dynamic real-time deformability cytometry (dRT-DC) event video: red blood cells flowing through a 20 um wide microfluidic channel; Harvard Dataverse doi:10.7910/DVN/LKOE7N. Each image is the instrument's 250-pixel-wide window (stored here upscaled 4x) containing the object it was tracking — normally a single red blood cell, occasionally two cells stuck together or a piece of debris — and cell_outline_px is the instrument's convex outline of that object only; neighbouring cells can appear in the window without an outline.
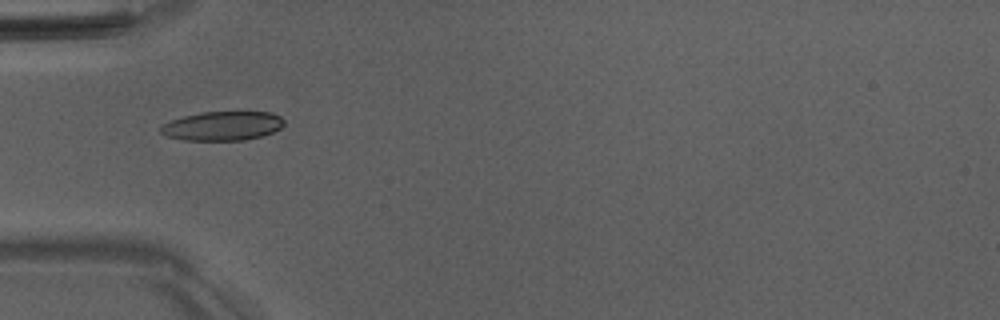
{"species": "Egyptian fruit bat (a non-hibernating species)", "species_latin": "Rousettus aegyptiacus", "temperature_condition": "room temperature", "stored_images_in_passage": 45, "camera_frame_rate_fps": 3000, "um_per_image_px": 0.085, "animal": {"sex": "male"}, "frame": {"image": 1, "passage_image": 11, "time_ms": 3.333, "image_size_px": [1000, 320], "cell_outline_px": [[284, 124], [280, 128], [272, 132], [260, 136], [244, 140], [184, 140], [164, 136], [160, 132], [160, 128], [164, 124], [172, 120], [184, 116], [200, 112], [268, 112], [280, 116], [284, 120]], "centroid_in_image_um": [18.89, 10.7], "position_along_channel_um": 66.1, "area_um2": 20.81}}
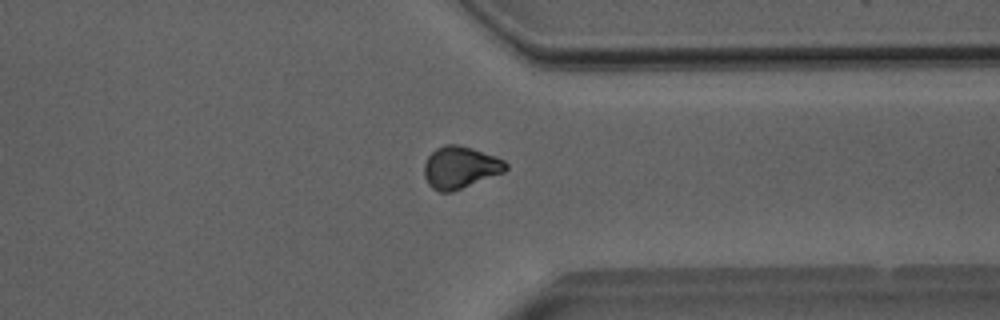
{"frame": {"image": 2, "passage_image": 34, "time_ms": 11.0, "image_size_px": [1000, 320], "cell_outline_px": [[508, 168], [504, 172], [452, 192], [440, 192], [432, 188], [428, 184], [424, 176], [424, 164], [428, 156], [436, 148], [444, 144], [456, 144], [472, 148], [496, 156], [504, 160], [508, 164]], "centroid_in_image_um": [39.11, 14.23], "position_along_channel_um": 372.3, "area_um2": 20.11}}
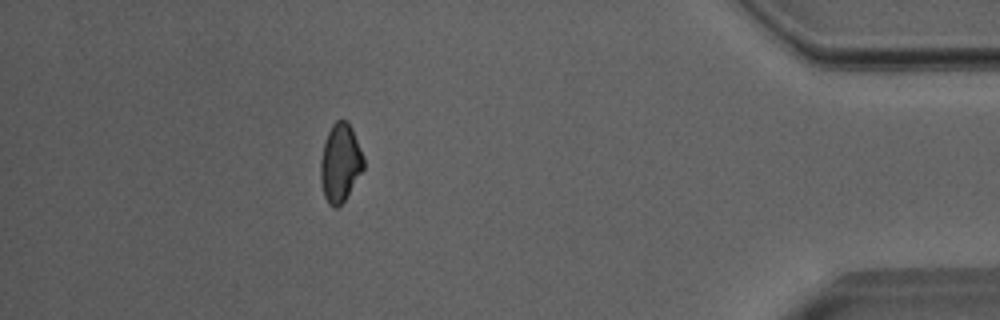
{"frame": {"image": 3, "passage_image": 40, "time_ms": 13.0, "image_size_px": [1000, 320], "cell_outline_px": [[364, 168], [344, 200], [336, 208], [332, 208], [328, 204], [324, 196], [320, 180], [320, 160], [324, 140], [332, 124], [336, 120], [344, 120], [352, 128], [364, 156]], "centroid_in_image_um": [28.9, 13.84], "position_along_channel_um": 406.3, "area_um2": 19.65}, "authors_computed_cell_mechanics": {"area_um2": 20.1144, "velocity_mm_per_s": 4.0247, "shape_relaxation_time_tau1_ms": 6.8582, "shape_relaxation_time_tau2_ms": null, "deformation_change_tau1": 0.1566, "deformation_change_tau2": null}}